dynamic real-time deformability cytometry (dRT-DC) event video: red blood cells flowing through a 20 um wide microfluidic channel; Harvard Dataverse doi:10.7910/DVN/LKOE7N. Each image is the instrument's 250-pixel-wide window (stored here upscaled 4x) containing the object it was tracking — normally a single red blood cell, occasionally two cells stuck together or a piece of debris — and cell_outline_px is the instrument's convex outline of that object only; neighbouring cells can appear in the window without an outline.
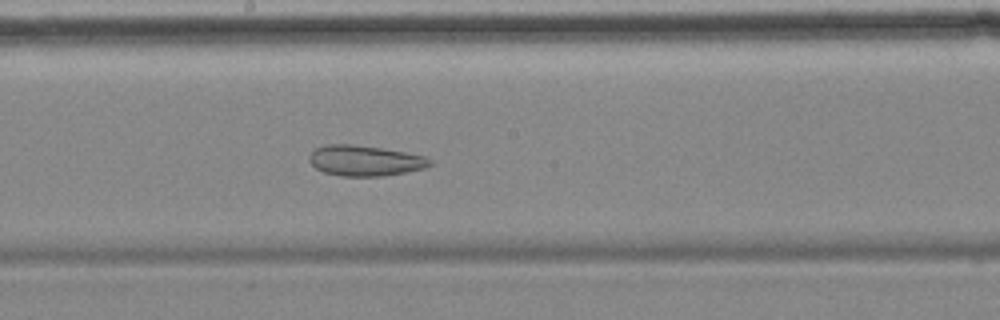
{"species": "common noctule bat (a hibernating species)", "species_latin": "Nyctalus noctula", "temperature_condition": "cold", "stored_images_in_passage": 8, "camera_frame_rate_fps": 3000, "um_per_image_px": 0.085, "animal": {"sex": "female", "body_mass_g": 18.4}, "frame": {"image": 1, "passage_image": 8, "time_ms": 8.0, "image_size_px": [1000, 320], "cell_outline_px": [[432, 164], [424, 168], [384, 176], [344, 176], [324, 172], [316, 168], [308, 160], [308, 156], [316, 148], [328, 144], [352, 144], [380, 148], [404, 152], [424, 156], [432, 160]], "centroid_in_image_um": [31.0, 13.65], "position_along_channel_um": 217.2, "area_um2": 21.27}}